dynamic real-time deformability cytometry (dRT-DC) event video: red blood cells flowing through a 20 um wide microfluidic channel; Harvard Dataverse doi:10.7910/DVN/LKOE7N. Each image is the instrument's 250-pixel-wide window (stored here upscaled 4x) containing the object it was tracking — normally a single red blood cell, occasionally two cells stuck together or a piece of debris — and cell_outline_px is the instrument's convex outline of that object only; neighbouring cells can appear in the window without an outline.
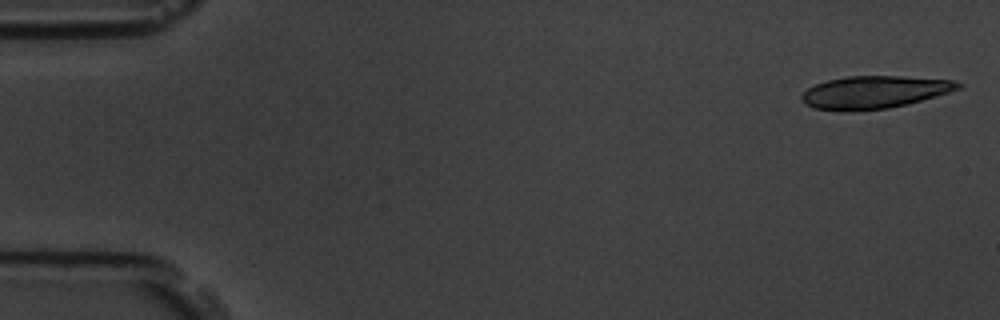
{"species": "common noctule bat (a hibernating species)", "species_latin": "Nyctalus noctula", "temperature_condition": "room temperature", "stored_images_in_passage": 25, "camera_frame_rate_fps": 3000, "um_per_image_px": 0.085, "animal": {"sex": "male", "body_mass_g": 19.5, "forearm_length_mm": 54.6}, "frame": {"image": 1, "passage_image": 1, "time_ms": 0.0, "image_size_px": [1000, 320], "cell_outline_px": [[964, 84], [960, 88], [936, 96], [888, 108], [812, 108], [804, 104], [800, 100], [800, 96], [808, 88], [816, 84], [828, 80], [848, 76], [900, 76], [952, 80]], "centroid_in_image_um": [74.33, 7.79], "position_along_channel_um": 10.7, "area_um2": 28.55}}
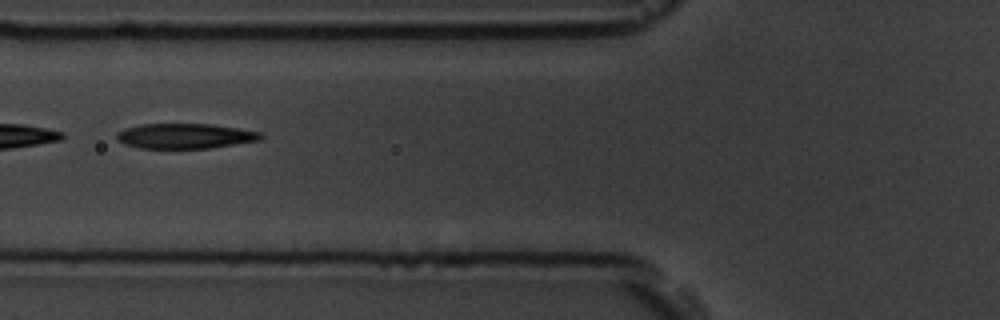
{"frame": {"image": 2, "passage_image": 20, "time_ms": 6.333, "image_size_px": [1000, 320], "cell_outline_px": [[264, 136], [260, 140], [208, 148], [140, 148], [124, 144], [116, 140], [116, 132], [124, 128], [140, 124], [212, 124], [260, 132]], "centroid_in_image_um": [15.67, 11.56], "position_along_channel_um": 110.1, "area_um2": 21.04}}